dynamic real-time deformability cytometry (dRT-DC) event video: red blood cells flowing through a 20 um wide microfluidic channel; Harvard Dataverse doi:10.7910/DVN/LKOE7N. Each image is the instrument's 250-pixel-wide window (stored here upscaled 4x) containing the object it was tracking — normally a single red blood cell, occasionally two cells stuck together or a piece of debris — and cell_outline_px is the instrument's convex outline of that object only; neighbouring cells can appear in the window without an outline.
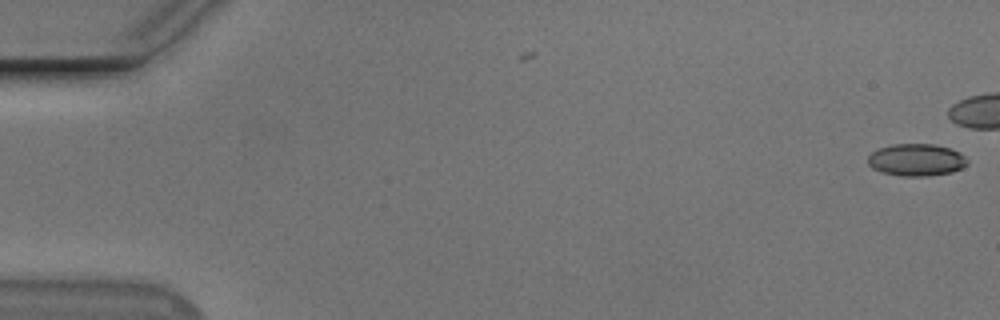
{"species": "Egyptian fruit bat (a non-hibernating species)", "species_latin": "Rousettus aegyptiacus", "temperature_condition": "cold", "stored_images_in_passage": 5, "camera_frame_rate_fps": 3000, "um_per_image_px": 0.085, "animal": {"sex": "male"}, "frame": {"image": 1, "passage_image": 5, "time_ms": 1.333, "image_size_px": [1000, 320], "cell_outline_px": [[968, 164], [952, 172], [928, 176], [900, 176], [880, 172], [872, 168], [868, 164], [868, 156], [872, 152], [880, 148], [892, 144], [936, 144], [960, 152], [968, 160]], "centroid_in_image_um": [77.88, 13.59], "position_along_channel_um": 7.1, "area_um2": 18.73}}